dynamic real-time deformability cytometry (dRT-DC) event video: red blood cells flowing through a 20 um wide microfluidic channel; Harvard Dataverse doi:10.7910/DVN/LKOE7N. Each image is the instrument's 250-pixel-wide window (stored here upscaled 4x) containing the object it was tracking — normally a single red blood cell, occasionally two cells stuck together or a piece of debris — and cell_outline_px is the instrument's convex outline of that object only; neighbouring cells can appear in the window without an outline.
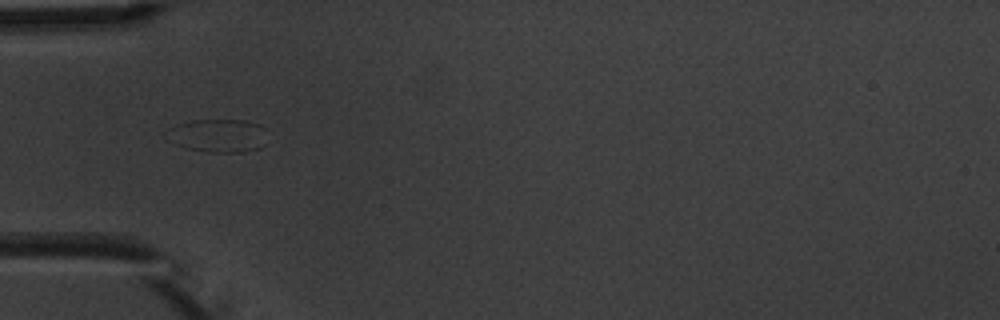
{"species": "common noctule bat (a hibernating species)", "species_latin": "Nyctalus noctula", "temperature_condition": "warm", "stored_images_in_passage": 3, "camera_frame_rate_fps": 3000, "um_per_image_px": 0.085, "animal": {"sex": "male", "body_mass_g": 20.1, "forearm_length_mm": 53.5}, "frame": {"image": 1, "passage_image": 1, "time_ms": 0.0, "image_size_px": [1000, 320], "cell_outline_px": [[268, 128], [264, 144], [260, 148], [240, 152], [208, 152], [184, 148], [176, 144], [168, 128], [176, 124], [192, 120], [244, 120], [260, 124]], "centroid_in_image_um": [18.64, 11.51], "position_along_channel_um": 66.4, "area_um2": 19.42}}
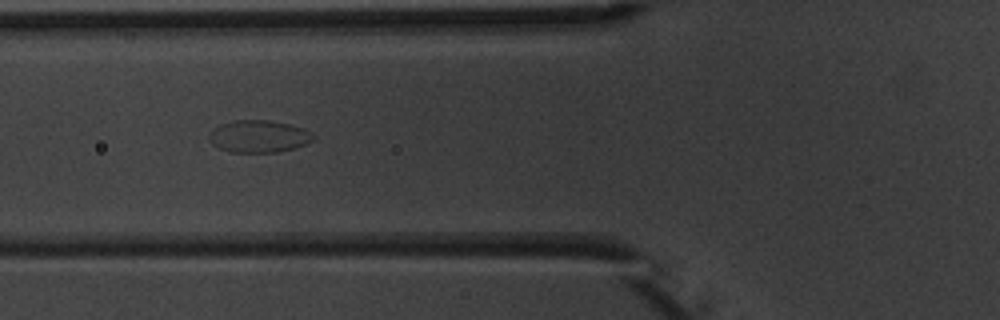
{"frame": {"image": 2, "passage_image": 2, "time_ms": 1.0, "image_size_px": [1000, 320], "cell_outline_px": [[316, 136], [312, 140], [304, 144], [292, 148], [276, 152], [232, 152], [220, 148], [212, 144], [208, 136], [220, 124], [232, 120], [268, 120], [288, 124], [312, 132]], "centroid_in_image_um": [21.98, 11.58], "position_along_channel_um": 103.8, "area_um2": 19.25}}
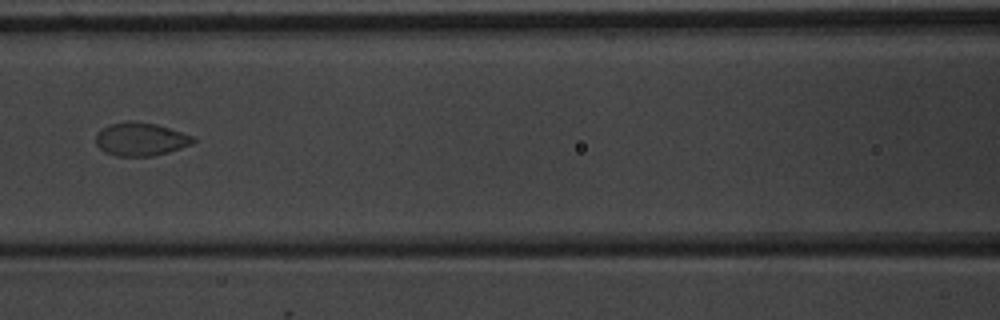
{"frame": {"image": 3, "passage_image": 3, "time_ms": 2.333, "image_size_px": [1000, 320], "cell_outline_px": [[196, 140], [192, 144], [168, 152], [152, 156], [116, 156], [104, 152], [96, 144], [96, 132], [108, 124], [124, 120], [132, 120], [156, 124], [196, 136]], "centroid_in_image_um": [11.94, 11.81], "position_along_channel_um": 154.7, "area_um2": 19.19}}